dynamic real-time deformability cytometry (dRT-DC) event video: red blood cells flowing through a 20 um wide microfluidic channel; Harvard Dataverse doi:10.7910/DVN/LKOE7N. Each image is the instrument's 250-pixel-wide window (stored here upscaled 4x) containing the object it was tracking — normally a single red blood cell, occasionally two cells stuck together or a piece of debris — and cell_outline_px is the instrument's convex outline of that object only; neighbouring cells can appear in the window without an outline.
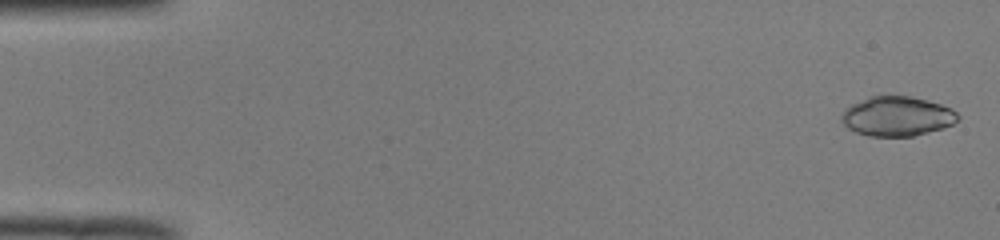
{"species": "common noctule bat (a hibernating species)", "species_latin": "Nyctalus noctula", "temperature_condition": "room temperature", "stored_images_in_passage": 51, "camera_frame_rate_fps": 3000, "um_per_image_px": 0.085, "animal": {"sex": "male", "body_mass_g": 19.0, "forearm_length_mm": 50.8}, "frame": {"image": 1, "passage_image": 2, "time_ms": 0.333, "image_size_px": [1000, 240], "cell_outline_px": [[960, 116], [952, 124], [944, 128], [912, 136], [868, 136], [856, 132], [848, 128], [840, 120], [840, 116], [844, 108], [868, 96], [908, 96], [928, 100], [952, 108]], "centroid_in_image_um": [76.22, 9.88], "position_along_channel_um": 8.8, "area_um2": 26.93}}
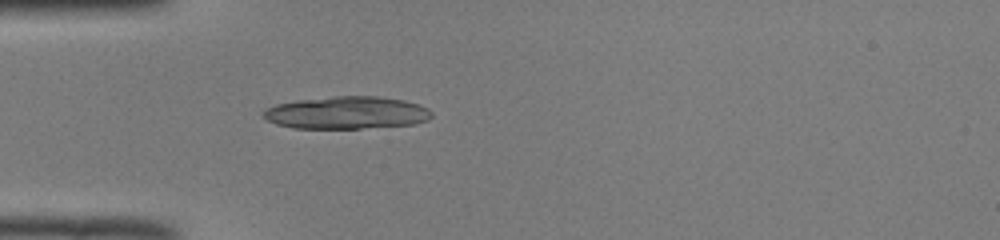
{"frame": {"image": 2, "passage_image": 16, "time_ms": 5.0, "image_size_px": [1000, 240], "cell_outline_px": [[432, 116], [428, 120], [416, 124], [360, 128], [296, 128], [276, 124], [268, 120], [264, 116], [264, 112], [268, 108], [276, 104], [296, 100], [336, 96], [376, 96], [404, 100], [428, 108], [432, 112]], "centroid_in_image_um": [29.5, 9.58], "position_along_channel_um": 55.5, "area_um2": 31.67}}
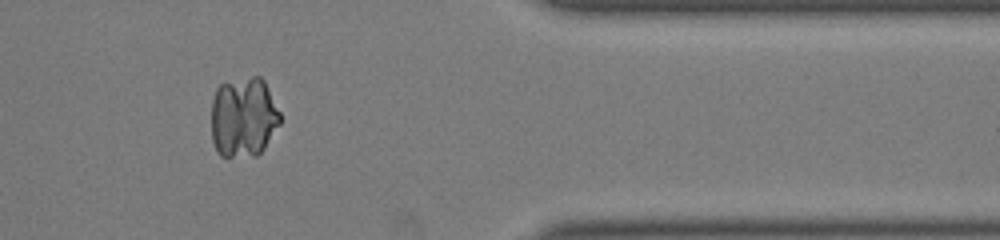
{"frame": {"image": 3, "passage_image": 43, "time_ms": 14.0, "image_size_px": [1000, 240], "cell_outline_px": [[280, 124], [264, 148], [256, 156], [220, 156], [216, 152], [212, 140], [212, 100], [216, 88], [220, 84], [252, 76], [260, 76], [264, 80], [280, 112]], "centroid_in_image_um": [20.69, 9.96], "position_along_channel_um": 390.7, "area_um2": 32.31}}